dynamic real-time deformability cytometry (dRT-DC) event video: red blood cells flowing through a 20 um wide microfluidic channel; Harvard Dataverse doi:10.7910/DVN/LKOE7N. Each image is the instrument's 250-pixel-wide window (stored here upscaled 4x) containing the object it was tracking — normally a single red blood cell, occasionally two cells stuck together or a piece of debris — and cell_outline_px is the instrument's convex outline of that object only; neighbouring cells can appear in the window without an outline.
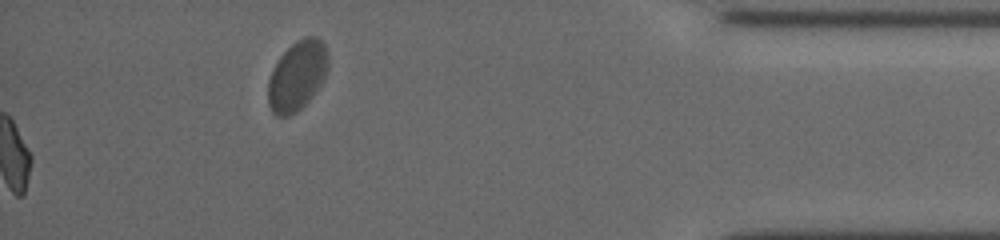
{"species": "common noctule bat (a hibernating species)", "species_latin": "Nyctalus noctula", "temperature_condition": "cold", "stored_images_in_passage": 28, "camera_frame_rate_fps": 3000, "um_per_image_px": 0.085, "animal": {"sex": "female", "body_mass_g": 19.5, "forearm_length_mm": 54.1}, "frame": {"image": 1, "passage_image": 28, "time_ms": 12.0, "image_size_px": [1000, 240], "cell_outline_px": [[328, 68], [324, 80], [312, 96], [296, 112], [288, 116], [276, 116], [272, 112], [268, 104], [268, 80], [280, 56], [296, 40], [304, 36], [316, 36], [324, 44], [328, 52]], "centroid_in_image_um": [25.27, 6.42], "position_along_channel_um": 409.9, "area_um2": 24.39}, "authors_computed_cell_mechanics": {"area_um2": 15.7216, "velocity_mm_per_s": 3.7771, "shape_relaxation_time_tau1_ms": 8.2718, "shape_relaxation_time_tau2_ms": 3.5502, "deformation_change_tau1": 0.1695, "deformation_change_tau2": 0.076}}